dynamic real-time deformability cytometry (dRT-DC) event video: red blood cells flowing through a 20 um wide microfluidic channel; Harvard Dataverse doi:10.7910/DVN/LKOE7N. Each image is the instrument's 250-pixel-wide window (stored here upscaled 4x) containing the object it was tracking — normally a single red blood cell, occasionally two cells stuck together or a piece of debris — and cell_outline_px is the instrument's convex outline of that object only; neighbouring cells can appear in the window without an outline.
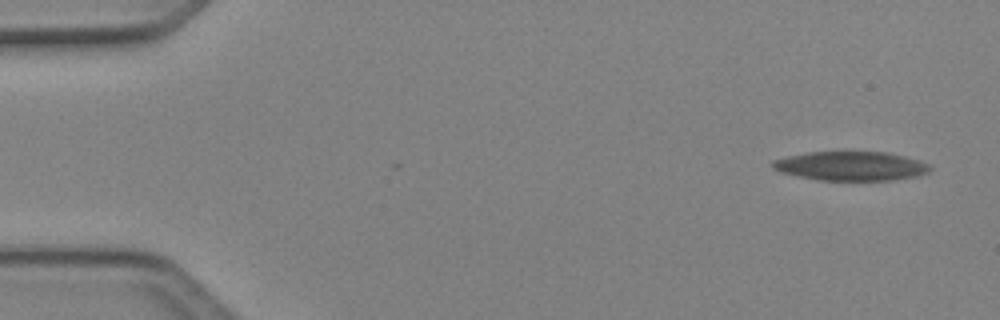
{"species": "Egyptian fruit bat (a non-hibernating species)", "species_latin": "Rousettus aegyptiacus", "temperature_condition": "cold", "stored_images_in_passage": 4, "camera_frame_rate_fps": 3000, "um_per_image_px": 0.085, "animal": {"sex": "female"}, "frame": {"image": 1, "passage_image": 1, "time_ms": 0.0, "image_size_px": [1000, 320], "cell_outline_px": [[932, 168], [928, 172], [916, 176], [892, 180], [816, 180], [780, 172], [772, 168], [768, 164], [772, 160], [804, 152], [888, 152], [920, 160], [932, 164]], "centroid_in_image_um": [72.31, 14.11], "position_along_channel_um": 12.7, "area_um2": 26.99}}
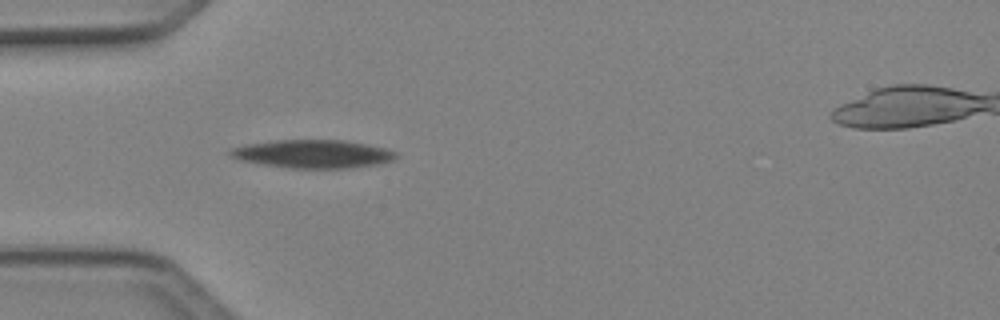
{"frame": {"image": 2, "passage_image": 4, "time_ms": 1.0, "image_size_px": [1000, 320], "cell_outline_px": [[396, 160], [380, 164], [348, 168], [292, 168], [264, 164], [240, 160], [228, 156], [228, 152], [232, 148], [248, 144], [276, 140], [344, 140], [384, 148], [396, 152]], "centroid_in_image_um": [26.61, 13.09], "position_along_channel_um": 58.4, "area_um2": 27.11}}